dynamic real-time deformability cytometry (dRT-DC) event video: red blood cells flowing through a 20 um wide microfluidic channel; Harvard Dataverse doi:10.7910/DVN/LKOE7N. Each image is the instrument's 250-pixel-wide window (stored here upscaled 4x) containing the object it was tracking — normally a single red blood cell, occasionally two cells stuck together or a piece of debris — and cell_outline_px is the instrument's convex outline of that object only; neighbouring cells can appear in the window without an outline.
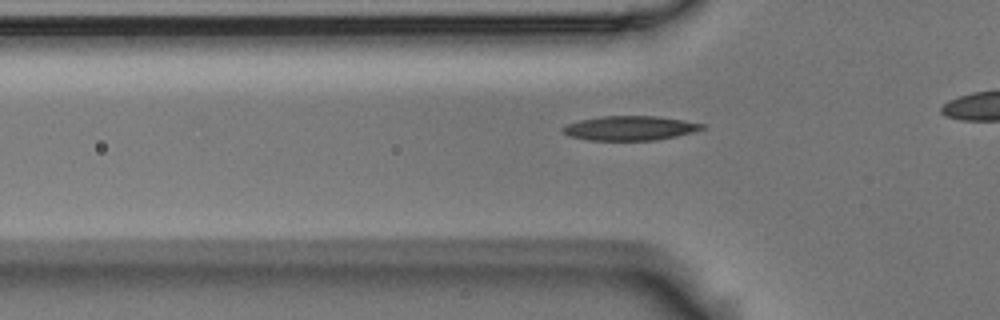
{"species": "Egyptian fruit bat (a non-hibernating species)", "species_latin": "Rousettus aegyptiacus", "temperature_condition": "room temperature", "stored_images_in_passage": 39, "camera_frame_rate_fps": 3000, "um_per_image_px": 0.085, "animal": {"sex": "male"}, "frame": {"image": 1, "passage_image": 13, "time_ms": 4.0, "image_size_px": [1000, 320], "cell_outline_px": [[704, 128], [692, 132], [676, 136], [656, 140], [588, 140], [568, 136], [560, 128], [568, 124], [580, 120], [600, 116], [656, 116], [684, 120], [704, 124]], "centroid_in_image_um": [53.52, 10.89], "position_along_channel_um": 72.3, "area_um2": 19.71}}
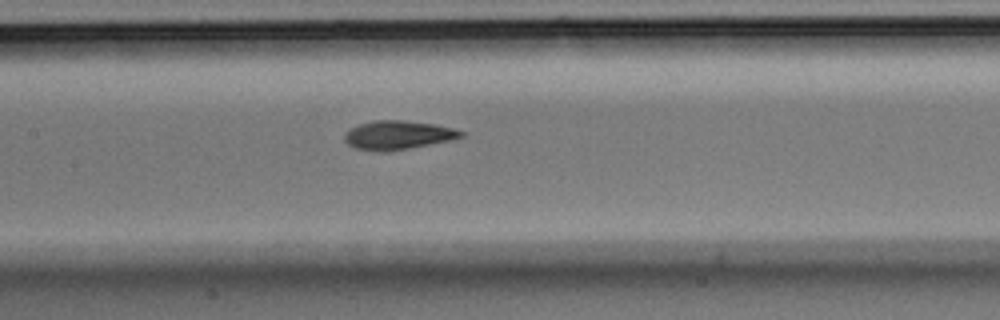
{"frame": {"image": 2, "passage_image": 21, "time_ms": 6.667, "image_size_px": [1000, 320], "cell_outline_px": [[464, 136], [448, 140], [408, 148], [384, 152], [376, 152], [356, 148], [348, 144], [344, 140], [344, 132], [348, 128], [360, 124], [376, 120], [404, 120], [436, 124], [452, 128], [464, 132]], "centroid_in_image_um": [33.76, 11.47], "position_along_channel_um": 173.6, "area_um2": 19.48}}
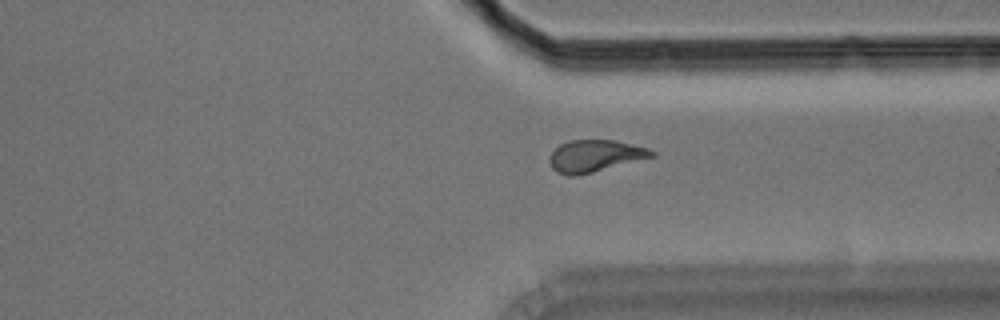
{"frame": {"image": 3, "passage_image": 36, "time_ms": 11.667, "image_size_px": [1000, 320], "cell_outline_px": [[656, 156], [576, 176], [568, 176], [556, 172], [552, 168], [548, 160], [548, 156], [560, 144], [568, 140], [616, 140], [648, 148], [656, 152]], "centroid_in_image_um": [50.55, 13.25], "position_along_channel_um": 360.8, "area_um2": 19.13}}